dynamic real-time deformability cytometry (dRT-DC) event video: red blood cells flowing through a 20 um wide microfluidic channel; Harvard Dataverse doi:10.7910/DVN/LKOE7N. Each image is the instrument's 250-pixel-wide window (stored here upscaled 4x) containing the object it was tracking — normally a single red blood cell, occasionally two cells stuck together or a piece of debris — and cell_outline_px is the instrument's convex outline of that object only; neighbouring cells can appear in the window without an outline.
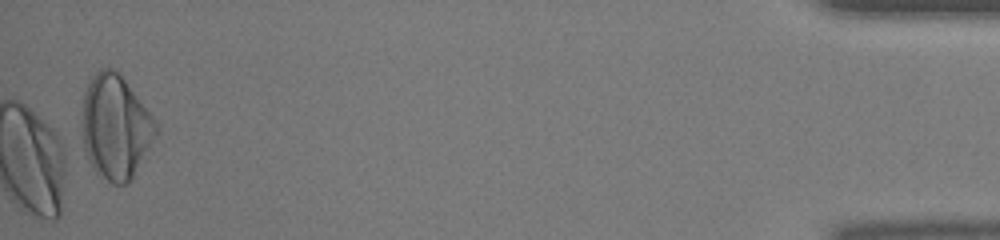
{"species": "human", "species_latin": "Homo sapiens", "temperature_condition": "warm", "stored_images_in_passage": 48, "camera_frame_rate_fps": 3000, "um_per_image_px": 0.085, "donor": {"sex": "male"}, "frame": {"image": 1, "passage_image": 48, "time_ms": 15.667, "image_size_px": [1000, 240], "cell_outline_px": [[160, 132], [132, 176], [124, 184], [112, 184], [100, 176], [96, 172], [80, 148], [80, 128], [84, 92], [92, 76], [100, 68], [112, 68], [124, 80], [160, 124]], "centroid_in_image_um": [9.79, 10.81], "position_along_channel_um": 425.4, "area_um2": 45.6}, "authors_computed_cell_mechanics": {"area_um2": 35.5759, "velocity_mm_per_s": 4.1685, "shape_relaxation_time_tau1_ms": 3.6029, "shape_relaxation_time_tau2_ms": null, "deformation_change_tau1": 0.2042, "deformation_change_tau2": null}}